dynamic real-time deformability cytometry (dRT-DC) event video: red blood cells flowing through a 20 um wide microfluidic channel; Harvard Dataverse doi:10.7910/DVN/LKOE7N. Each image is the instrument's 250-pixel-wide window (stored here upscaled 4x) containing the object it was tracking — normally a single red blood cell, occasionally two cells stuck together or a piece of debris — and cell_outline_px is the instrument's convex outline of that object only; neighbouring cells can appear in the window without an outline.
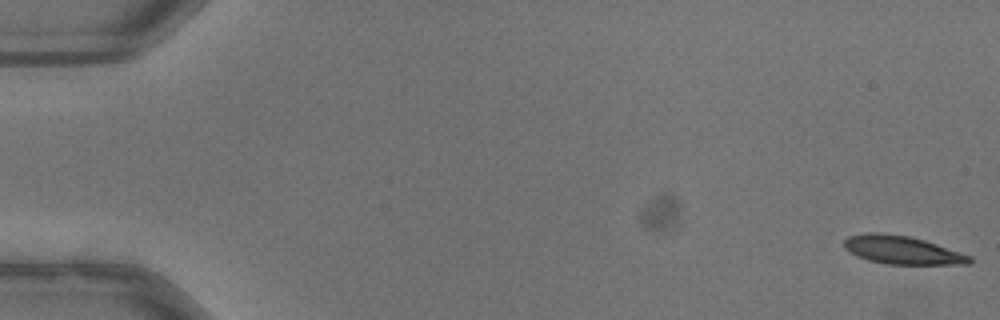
{"species": "common noctule bat (a hibernating species)", "species_latin": "Nyctalus noctula", "temperature_condition": "warm", "stored_images_in_passage": 54, "camera_frame_rate_fps": 3000, "um_per_image_px": 0.085, "animal": {"sex": "male", "body_mass_g": 13.3}, "frame": {"image": 1, "passage_image": 1, "time_ms": 0.0, "image_size_px": [1000, 320], "cell_outline_px": [[972, 264], [888, 264], [868, 260], [844, 248], [844, 240], [848, 236], [864, 232], [880, 232], [908, 236], [924, 240], [972, 256]], "centroid_in_image_um": [76.69, 21.24], "position_along_channel_um": 8.3, "area_um2": 20.52}}
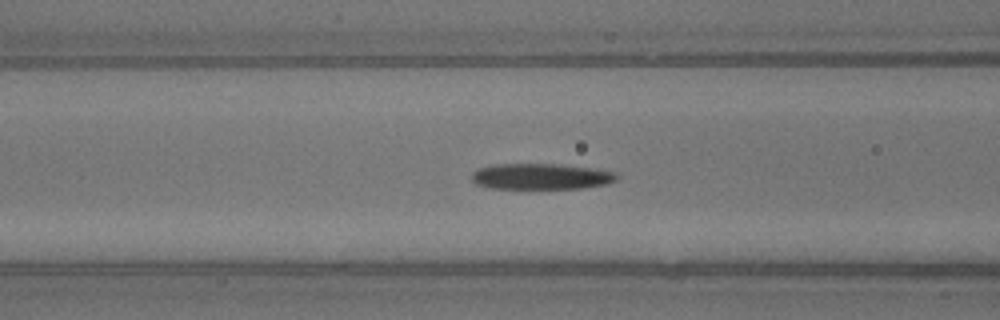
{"frame": {"image": 2, "passage_image": 22, "time_ms": 7.0, "image_size_px": [1000, 320], "cell_outline_px": [[616, 180], [604, 184], [580, 188], [488, 188], [476, 184], [472, 180], [472, 172], [480, 168], [496, 164], [560, 164], [616, 172]], "centroid_in_image_um": [45.93, 15.0], "position_along_channel_um": 120.7, "area_um2": 21.56}}
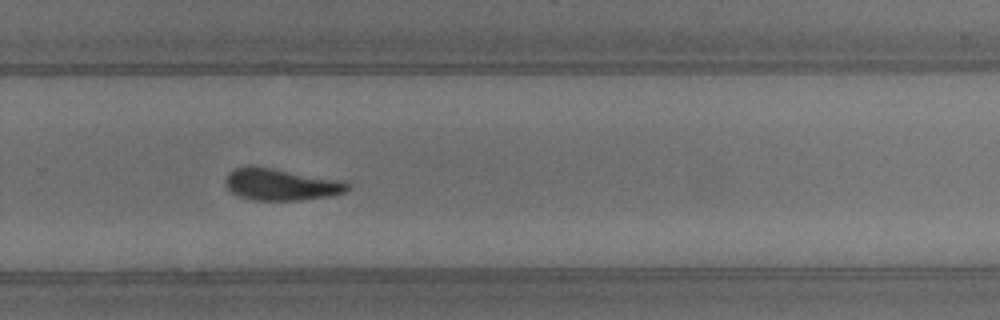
{"frame": {"image": 3, "passage_image": 36, "time_ms": 11.667, "image_size_px": [1000, 320], "cell_outline_px": [[348, 188], [344, 192], [328, 196], [300, 200], [252, 200], [240, 196], [232, 192], [224, 184], [224, 180], [228, 172], [232, 168], [248, 164], [252, 164], [344, 180], [348, 184]], "centroid_in_image_um": [23.81, 15.64], "position_along_channel_um": 306.0, "area_um2": 23.06}, "authors_computed_cell_mechanics": {"area_um2": 21.9929, "velocity_mm_per_s": 3.9809, "shape_relaxation_time_tau1_ms": 4.8393, "shape_relaxation_time_tau2_ms": 3.426, "deformation_change_tau1": 0.1797, "deformation_change_tau2": 0.1254}}